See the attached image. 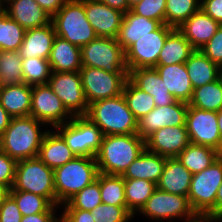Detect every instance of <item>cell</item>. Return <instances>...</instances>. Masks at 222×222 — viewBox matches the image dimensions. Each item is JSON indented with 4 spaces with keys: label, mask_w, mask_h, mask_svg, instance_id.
<instances>
[{
    "label": "cell",
    "mask_w": 222,
    "mask_h": 222,
    "mask_svg": "<svg viewBox=\"0 0 222 222\" xmlns=\"http://www.w3.org/2000/svg\"><path fill=\"white\" fill-rule=\"evenodd\" d=\"M51 22L57 36L80 48L98 37L87 20L84 0H68Z\"/></svg>",
    "instance_id": "5"
},
{
    "label": "cell",
    "mask_w": 222,
    "mask_h": 222,
    "mask_svg": "<svg viewBox=\"0 0 222 222\" xmlns=\"http://www.w3.org/2000/svg\"><path fill=\"white\" fill-rule=\"evenodd\" d=\"M82 66L128 73L125 51L115 38L97 37L81 48Z\"/></svg>",
    "instance_id": "8"
},
{
    "label": "cell",
    "mask_w": 222,
    "mask_h": 222,
    "mask_svg": "<svg viewBox=\"0 0 222 222\" xmlns=\"http://www.w3.org/2000/svg\"><path fill=\"white\" fill-rule=\"evenodd\" d=\"M68 0H35L51 17L56 14Z\"/></svg>",
    "instance_id": "51"
},
{
    "label": "cell",
    "mask_w": 222,
    "mask_h": 222,
    "mask_svg": "<svg viewBox=\"0 0 222 222\" xmlns=\"http://www.w3.org/2000/svg\"><path fill=\"white\" fill-rule=\"evenodd\" d=\"M122 94L137 121L156 107L153 97L138 88L129 78L124 85Z\"/></svg>",
    "instance_id": "35"
},
{
    "label": "cell",
    "mask_w": 222,
    "mask_h": 222,
    "mask_svg": "<svg viewBox=\"0 0 222 222\" xmlns=\"http://www.w3.org/2000/svg\"><path fill=\"white\" fill-rule=\"evenodd\" d=\"M174 28L161 24L156 30L137 39L126 51L125 61L130 70L139 68H155L157 66L158 56L163 48L168 34Z\"/></svg>",
    "instance_id": "11"
},
{
    "label": "cell",
    "mask_w": 222,
    "mask_h": 222,
    "mask_svg": "<svg viewBox=\"0 0 222 222\" xmlns=\"http://www.w3.org/2000/svg\"><path fill=\"white\" fill-rule=\"evenodd\" d=\"M128 78L141 90L153 97L156 107L167 106L177 100L164 85L155 68H139L130 70Z\"/></svg>",
    "instance_id": "19"
},
{
    "label": "cell",
    "mask_w": 222,
    "mask_h": 222,
    "mask_svg": "<svg viewBox=\"0 0 222 222\" xmlns=\"http://www.w3.org/2000/svg\"><path fill=\"white\" fill-rule=\"evenodd\" d=\"M79 73L88 104L119 96L128 79V73H110L87 66H82Z\"/></svg>",
    "instance_id": "10"
},
{
    "label": "cell",
    "mask_w": 222,
    "mask_h": 222,
    "mask_svg": "<svg viewBox=\"0 0 222 222\" xmlns=\"http://www.w3.org/2000/svg\"><path fill=\"white\" fill-rule=\"evenodd\" d=\"M185 222H217V215L211 212H194Z\"/></svg>",
    "instance_id": "52"
},
{
    "label": "cell",
    "mask_w": 222,
    "mask_h": 222,
    "mask_svg": "<svg viewBox=\"0 0 222 222\" xmlns=\"http://www.w3.org/2000/svg\"><path fill=\"white\" fill-rule=\"evenodd\" d=\"M45 123L32 116L11 118L0 136V150L16 161L38 157L42 140L48 130L40 132Z\"/></svg>",
    "instance_id": "1"
},
{
    "label": "cell",
    "mask_w": 222,
    "mask_h": 222,
    "mask_svg": "<svg viewBox=\"0 0 222 222\" xmlns=\"http://www.w3.org/2000/svg\"><path fill=\"white\" fill-rule=\"evenodd\" d=\"M217 124L222 137V109L217 112Z\"/></svg>",
    "instance_id": "57"
},
{
    "label": "cell",
    "mask_w": 222,
    "mask_h": 222,
    "mask_svg": "<svg viewBox=\"0 0 222 222\" xmlns=\"http://www.w3.org/2000/svg\"><path fill=\"white\" fill-rule=\"evenodd\" d=\"M222 184V161L215 160L209 167L192 176L188 199L195 212L215 214V199Z\"/></svg>",
    "instance_id": "9"
},
{
    "label": "cell",
    "mask_w": 222,
    "mask_h": 222,
    "mask_svg": "<svg viewBox=\"0 0 222 222\" xmlns=\"http://www.w3.org/2000/svg\"><path fill=\"white\" fill-rule=\"evenodd\" d=\"M30 116L53 128L73 118L48 84L32 86Z\"/></svg>",
    "instance_id": "12"
},
{
    "label": "cell",
    "mask_w": 222,
    "mask_h": 222,
    "mask_svg": "<svg viewBox=\"0 0 222 222\" xmlns=\"http://www.w3.org/2000/svg\"><path fill=\"white\" fill-rule=\"evenodd\" d=\"M189 143L186 125L160 128L145 139L148 151L166 158H176Z\"/></svg>",
    "instance_id": "17"
},
{
    "label": "cell",
    "mask_w": 222,
    "mask_h": 222,
    "mask_svg": "<svg viewBox=\"0 0 222 222\" xmlns=\"http://www.w3.org/2000/svg\"><path fill=\"white\" fill-rule=\"evenodd\" d=\"M4 12L25 30L51 23L52 17L35 0H9Z\"/></svg>",
    "instance_id": "20"
},
{
    "label": "cell",
    "mask_w": 222,
    "mask_h": 222,
    "mask_svg": "<svg viewBox=\"0 0 222 222\" xmlns=\"http://www.w3.org/2000/svg\"><path fill=\"white\" fill-rule=\"evenodd\" d=\"M21 64L18 51L0 50V86L23 83Z\"/></svg>",
    "instance_id": "38"
},
{
    "label": "cell",
    "mask_w": 222,
    "mask_h": 222,
    "mask_svg": "<svg viewBox=\"0 0 222 222\" xmlns=\"http://www.w3.org/2000/svg\"><path fill=\"white\" fill-rule=\"evenodd\" d=\"M193 174L177 158H167L157 189L188 196Z\"/></svg>",
    "instance_id": "24"
},
{
    "label": "cell",
    "mask_w": 222,
    "mask_h": 222,
    "mask_svg": "<svg viewBox=\"0 0 222 222\" xmlns=\"http://www.w3.org/2000/svg\"><path fill=\"white\" fill-rule=\"evenodd\" d=\"M188 103L176 101L167 106H159L137 122V134L146 139L154 131L167 126L185 125Z\"/></svg>",
    "instance_id": "16"
},
{
    "label": "cell",
    "mask_w": 222,
    "mask_h": 222,
    "mask_svg": "<svg viewBox=\"0 0 222 222\" xmlns=\"http://www.w3.org/2000/svg\"><path fill=\"white\" fill-rule=\"evenodd\" d=\"M59 207L61 206L52 205L46 212L22 216L21 222H54L57 219L55 214Z\"/></svg>",
    "instance_id": "50"
},
{
    "label": "cell",
    "mask_w": 222,
    "mask_h": 222,
    "mask_svg": "<svg viewBox=\"0 0 222 222\" xmlns=\"http://www.w3.org/2000/svg\"><path fill=\"white\" fill-rule=\"evenodd\" d=\"M4 4L0 0V14L4 12Z\"/></svg>",
    "instance_id": "60"
},
{
    "label": "cell",
    "mask_w": 222,
    "mask_h": 222,
    "mask_svg": "<svg viewBox=\"0 0 222 222\" xmlns=\"http://www.w3.org/2000/svg\"><path fill=\"white\" fill-rule=\"evenodd\" d=\"M201 7V0H166L165 24L178 29Z\"/></svg>",
    "instance_id": "36"
},
{
    "label": "cell",
    "mask_w": 222,
    "mask_h": 222,
    "mask_svg": "<svg viewBox=\"0 0 222 222\" xmlns=\"http://www.w3.org/2000/svg\"><path fill=\"white\" fill-rule=\"evenodd\" d=\"M9 195V189L0 184V206L2 205L4 199Z\"/></svg>",
    "instance_id": "56"
},
{
    "label": "cell",
    "mask_w": 222,
    "mask_h": 222,
    "mask_svg": "<svg viewBox=\"0 0 222 222\" xmlns=\"http://www.w3.org/2000/svg\"><path fill=\"white\" fill-rule=\"evenodd\" d=\"M17 161L0 150V184L12 188L15 178Z\"/></svg>",
    "instance_id": "46"
},
{
    "label": "cell",
    "mask_w": 222,
    "mask_h": 222,
    "mask_svg": "<svg viewBox=\"0 0 222 222\" xmlns=\"http://www.w3.org/2000/svg\"><path fill=\"white\" fill-rule=\"evenodd\" d=\"M185 65L193 89L212 83L219 78L220 67L206 57L201 50H195Z\"/></svg>",
    "instance_id": "30"
},
{
    "label": "cell",
    "mask_w": 222,
    "mask_h": 222,
    "mask_svg": "<svg viewBox=\"0 0 222 222\" xmlns=\"http://www.w3.org/2000/svg\"><path fill=\"white\" fill-rule=\"evenodd\" d=\"M48 85L73 116L87 114L89 104L79 72H52Z\"/></svg>",
    "instance_id": "13"
},
{
    "label": "cell",
    "mask_w": 222,
    "mask_h": 222,
    "mask_svg": "<svg viewBox=\"0 0 222 222\" xmlns=\"http://www.w3.org/2000/svg\"><path fill=\"white\" fill-rule=\"evenodd\" d=\"M166 160V157L145 148L121 176L124 179H144L157 184L163 173Z\"/></svg>",
    "instance_id": "27"
},
{
    "label": "cell",
    "mask_w": 222,
    "mask_h": 222,
    "mask_svg": "<svg viewBox=\"0 0 222 222\" xmlns=\"http://www.w3.org/2000/svg\"><path fill=\"white\" fill-rule=\"evenodd\" d=\"M56 206H62L77 192L92 184L99 174L95 157L76 156L53 170Z\"/></svg>",
    "instance_id": "4"
},
{
    "label": "cell",
    "mask_w": 222,
    "mask_h": 222,
    "mask_svg": "<svg viewBox=\"0 0 222 222\" xmlns=\"http://www.w3.org/2000/svg\"><path fill=\"white\" fill-rule=\"evenodd\" d=\"M219 26L217 21L199 9L178 30L195 50H200L216 33Z\"/></svg>",
    "instance_id": "23"
},
{
    "label": "cell",
    "mask_w": 222,
    "mask_h": 222,
    "mask_svg": "<svg viewBox=\"0 0 222 222\" xmlns=\"http://www.w3.org/2000/svg\"><path fill=\"white\" fill-rule=\"evenodd\" d=\"M61 216L65 222H95L91 211L81 209H64Z\"/></svg>",
    "instance_id": "49"
},
{
    "label": "cell",
    "mask_w": 222,
    "mask_h": 222,
    "mask_svg": "<svg viewBox=\"0 0 222 222\" xmlns=\"http://www.w3.org/2000/svg\"><path fill=\"white\" fill-rule=\"evenodd\" d=\"M10 190L34 193L56 205L53 169L38 157L17 161L14 183Z\"/></svg>",
    "instance_id": "6"
},
{
    "label": "cell",
    "mask_w": 222,
    "mask_h": 222,
    "mask_svg": "<svg viewBox=\"0 0 222 222\" xmlns=\"http://www.w3.org/2000/svg\"><path fill=\"white\" fill-rule=\"evenodd\" d=\"M25 29L5 12L0 14V50L18 51L22 45Z\"/></svg>",
    "instance_id": "40"
},
{
    "label": "cell",
    "mask_w": 222,
    "mask_h": 222,
    "mask_svg": "<svg viewBox=\"0 0 222 222\" xmlns=\"http://www.w3.org/2000/svg\"><path fill=\"white\" fill-rule=\"evenodd\" d=\"M130 10L139 16L165 24L166 0H143Z\"/></svg>",
    "instance_id": "44"
},
{
    "label": "cell",
    "mask_w": 222,
    "mask_h": 222,
    "mask_svg": "<svg viewBox=\"0 0 222 222\" xmlns=\"http://www.w3.org/2000/svg\"><path fill=\"white\" fill-rule=\"evenodd\" d=\"M127 209L135 216L145 205L157 185L144 179H124Z\"/></svg>",
    "instance_id": "33"
},
{
    "label": "cell",
    "mask_w": 222,
    "mask_h": 222,
    "mask_svg": "<svg viewBox=\"0 0 222 222\" xmlns=\"http://www.w3.org/2000/svg\"><path fill=\"white\" fill-rule=\"evenodd\" d=\"M84 8L98 37L117 38L124 13L96 0H84Z\"/></svg>",
    "instance_id": "18"
},
{
    "label": "cell",
    "mask_w": 222,
    "mask_h": 222,
    "mask_svg": "<svg viewBox=\"0 0 222 222\" xmlns=\"http://www.w3.org/2000/svg\"><path fill=\"white\" fill-rule=\"evenodd\" d=\"M96 1L106 4L113 9L119 10L124 14L130 10L128 7V0H96Z\"/></svg>",
    "instance_id": "53"
},
{
    "label": "cell",
    "mask_w": 222,
    "mask_h": 222,
    "mask_svg": "<svg viewBox=\"0 0 222 222\" xmlns=\"http://www.w3.org/2000/svg\"><path fill=\"white\" fill-rule=\"evenodd\" d=\"M102 203L100 191V172L97 179L90 185L84 187L81 191L77 192L65 204L64 209H81L93 210L96 206Z\"/></svg>",
    "instance_id": "41"
},
{
    "label": "cell",
    "mask_w": 222,
    "mask_h": 222,
    "mask_svg": "<svg viewBox=\"0 0 222 222\" xmlns=\"http://www.w3.org/2000/svg\"><path fill=\"white\" fill-rule=\"evenodd\" d=\"M54 129L76 156L96 157L100 150L102 131L85 115L73 116Z\"/></svg>",
    "instance_id": "7"
},
{
    "label": "cell",
    "mask_w": 222,
    "mask_h": 222,
    "mask_svg": "<svg viewBox=\"0 0 222 222\" xmlns=\"http://www.w3.org/2000/svg\"><path fill=\"white\" fill-rule=\"evenodd\" d=\"M103 135L137 134V120L128 108L123 94L89 104L85 115Z\"/></svg>",
    "instance_id": "3"
},
{
    "label": "cell",
    "mask_w": 222,
    "mask_h": 222,
    "mask_svg": "<svg viewBox=\"0 0 222 222\" xmlns=\"http://www.w3.org/2000/svg\"><path fill=\"white\" fill-rule=\"evenodd\" d=\"M215 151H216L217 160L222 161V137H221V140H220V142H219V145H218V147L215 149Z\"/></svg>",
    "instance_id": "58"
},
{
    "label": "cell",
    "mask_w": 222,
    "mask_h": 222,
    "mask_svg": "<svg viewBox=\"0 0 222 222\" xmlns=\"http://www.w3.org/2000/svg\"><path fill=\"white\" fill-rule=\"evenodd\" d=\"M22 79L28 85L48 84L52 69L48 59L27 58L22 59Z\"/></svg>",
    "instance_id": "39"
},
{
    "label": "cell",
    "mask_w": 222,
    "mask_h": 222,
    "mask_svg": "<svg viewBox=\"0 0 222 222\" xmlns=\"http://www.w3.org/2000/svg\"><path fill=\"white\" fill-rule=\"evenodd\" d=\"M150 220L186 219L195 211L192 209L188 196L167 193L156 189L139 211ZM183 218V219H182Z\"/></svg>",
    "instance_id": "14"
},
{
    "label": "cell",
    "mask_w": 222,
    "mask_h": 222,
    "mask_svg": "<svg viewBox=\"0 0 222 222\" xmlns=\"http://www.w3.org/2000/svg\"><path fill=\"white\" fill-rule=\"evenodd\" d=\"M200 50L212 62L222 67V25Z\"/></svg>",
    "instance_id": "45"
},
{
    "label": "cell",
    "mask_w": 222,
    "mask_h": 222,
    "mask_svg": "<svg viewBox=\"0 0 222 222\" xmlns=\"http://www.w3.org/2000/svg\"><path fill=\"white\" fill-rule=\"evenodd\" d=\"M193 175L209 167L216 159L215 149L189 143L176 157Z\"/></svg>",
    "instance_id": "32"
},
{
    "label": "cell",
    "mask_w": 222,
    "mask_h": 222,
    "mask_svg": "<svg viewBox=\"0 0 222 222\" xmlns=\"http://www.w3.org/2000/svg\"><path fill=\"white\" fill-rule=\"evenodd\" d=\"M9 0H1V2L5 5Z\"/></svg>",
    "instance_id": "64"
},
{
    "label": "cell",
    "mask_w": 222,
    "mask_h": 222,
    "mask_svg": "<svg viewBox=\"0 0 222 222\" xmlns=\"http://www.w3.org/2000/svg\"><path fill=\"white\" fill-rule=\"evenodd\" d=\"M95 222H129L134 215L127 209V206H113L100 203L91 210Z\"/></svg>",
    "instance_id": "43"
},
{
    "label": "cell",
    "mask_w": 222,
    "mask_h": 222,
    "mask_svg": "<svg viewBox=\"0 0 222 222\" xmlns=\"http://www.w3.org/2000/svg\"><path fill=\"white\" fill-rule=\"evenodd\" d=\"M185 125L190 143L213 149L218 147L221 134L217 124V112L188 106Z\"/></svg>",
    "instance_id": "15"
},
{
    "label": "cell",
    "mask_w": 222,
    "mask_h": 222,
    "mask_svg": "<svg viewBox=\"0 0 222 222\" xmlns=\"http://www.w3.org/2000/svg\"><path fill=\"white\" fill-rule=\"evenodd\" d=\"M160 25L161 23L157 20L139 16L129 10L123 16L116 40L126 51L137 39L149 35Z\"/></svg>",
    "instance_id": "28"
},
{
    "label": "cell",
    "mask_w": 222,
    "mask_h": 222,
    "mask_svg": "<svg viewBox=\"0 0 222 222\" xmlns=\"http://www.w3.org/2000/svg\"><path fill=\"white\" fill-rule=\"evenodd\" d=\"M56 36L52 22L42 27L27 29L18 53L22 59H49L52 44Z\"/></svg>",
    "instance_id": "21"
},
{
    "label": "cell",
    "mask_w": 222,
    "mask_h": 222,
    "mask_svg": "<svg viewBox=\"0 0 222 222\" xmlns=\"http://www.w3.org/2000/svg\"><path fill=\"white\" fill-rule=\"evenodd\" d=\"M22 214L15 200L8 195L0 206V222H21Z\"/></svg>",
    "instance_id": "47"
},
{
    "label": "cell",
    "mask_w": 222,
    "mask_h": 222,
    "mask_svg": "<svg viewBox=\"0 0 222 222\" xmlns=\"http://www.w3.org/2000/svg\"><path fill=\"white\" fill-rule=\"evenodd\" d=\"M219 79H220V81H221V83H222V67H220Z\"/></svg>",
    "instance_id": "62"
},
{
    "label": "cell",
    "mask_w": 222,
    "mask_h": 222,
    "mask_svg": "<svg viewBox=\"0 0 222 222\" xmlns=\"http://www.w3.org/2000/svg\"><path fill=\"white\" fill-rule=\"evenodd\" d=\"M101 200L104 204L127 206L124 178L121 175L100 173Z\"/></svg>",
    "instance_id": "37"
},
{
    "label": "cell",
    "mask_w": 222,
    "mask_h": 222,
    "mask_svg": "<svg viewBox=\"0 0 222 222\" xmlns=\"http://www.w3.org/2000/svg\"><path fill=\"white\" fill-rule=\"evenodd\" d=\"M145 148V139L138 134L103 135L100 150L95 157L98 171L122 175Z\"/></svg>",
    "instance_id": "2"
},
{
    "label": "cell",
    "mask_w": 222,
    "mask_h": 222,
    "mask_svg": "<svg viewBox=\"0 0 222 222\" xmlns=\"http://www.w3.org/2000/svg\"><path fill=\"white\" fill-rule=\"evenodd\" d=\"M194 51L191 43L174 28L159 53L157 65L185 63Z\"/></svg>",
    "instance_id": "31"
},
{
    "label": "cell",
    "mask_w": 222,
    "mask_h": 222,
    "mask_svg": "<svg viewBox=\"0 0 222 222\" xmlns=\"http://www.w3.org/2000/svg\"><path fill=\"white\" fill-rule=\"evenodd\" d=\"M31 99V85L19 83L0 86V104L12 118L30 116Z\"/></svg>",
    "instance_id": "25"
},
{
    "label": "cell",
    "mask_w": 222,
    "mask_h": 222,
    "mask_svg": "<svg viewBox=\"0 0 222 222\" xmlns=\"http://www.w3.org/2000/svg\"><path fill=\"white\" fill-rule=\"evenodd\" d=\"M200 9L222 25V0H201Z\"/></svg>",
    "instance_id": "48"
},
{
    "label": "cell",
    "mask_w": 222,
    "mask_h": 222,
    "mask_svg": "<svg viewBox=\"0 0 222 222\" xmlns=\"http://www.w3.org/2000/svg\"><path fill=\"white\" fill-rule=\"evenodd\" d=\"M11 116L0 104V136L5 132L11 121Z\"/></svg>",
    "instance_id": "54"
},
{
    "label": "cell",
    "mask_w": 222,
    "mask_h": 222,
    "mask_svg": "<svg viewBox=\"0 0 222 222\" xmlns=\"http://www.w3.org/2000/svg\"><path fill=\"white\" fill-rule=\"evenodd\" d=\"M9 195L15 200L22 216L46 212L53 205L47 198L26 191L9 190Z\"/></svg>",
    "instance_id": "42"
},
{
    "label": "cell",
    "mask_w": 222,
    "mask_h": 222,
    "mask_svg": "<svg viewBox=\"0 0 222 222\" xmlns=\"http://www.w3.org/2000/svg\"><path fill=\"white\" fill-rule=\"evenodd\" d=\"M75 157L76 154L66 145L64 139L56 131H47L38 154V158L42 162L54 170Z\"/></svg>",
    "instance_id": "29"
},
{
    "label": "cell",
    "mask_w": 222,
    "mask_h": 222,
    "mask_svg": "<svg viewBox=\"0 0 222 222\" xmlns=\"http://www.w3.org/2000/svg\"><path fill=\"white\" fill-rule=\"evenodd\" d=\"M141 1H143V0H128V7H129V9H131L132 7H134L135 5L140 3Z\"/></svg>",
    "instance_id": "59"
},
{
    "label": "cell",
    "mask_w": 222,
    "mask_h": 222,
    "mask_svg": "<svg viewBox=\"0 0 222 222\" xmlns=\"http://www.w3.org/2000/svg\"><path fill=\"white\" fill-rule=\"evenodd\" d=\"M54 222H65V220L62 216H58V218Z\"/></svg>",
    "instance_id": "61"
},
{
    "label": "cell",
    "mask_w": 222,
    "mask_h": 222,
    "mask_svg": "<svg viewBox=\"0 0 222 222\" xmlns=\"http://www.w3.org/2000/svg\"><path fill=\"white\" fill-rule=\"evenodd\" d=\"M155 69L162 78L169 93L177 101L190 102L193 95V87L185 63L157 65Z\"/></svg>",
    "instance_id": "22"
},
{
    "label": "cell",
    "mask_w": 222,
    "mask_h": 222,
    "mask_svg": "<svg viewBox=\"0 0 222 222\" xmlns=\"http://www.w3.org/2000/svg\"><path fill=\"white\" fill-rule=\"evenodd\" d=\"M215 214L222 215V184L218 188L217 196L215 199Z\"/></svg>",
    "instance_id": "55"
},
{
    "label": "cell",
    "mask_w": 222,
    "mask_h": 222,
    "mask_svg": "<svg viewBox=\"0 0 222 222\" xmlns=\"http://www.w3.org/2000/svg\"><path fill=\"white\" fill-rule=\"evenodd\" d=\"M188 106L215 112L222 109V83L220 79L193 89V95Z\"/></svg>",
    "instance_id": "34"
},
{
    "label": "cell",
    "mask_w": 222,
    "mask_h": 222,
    "mask_svg": "<svg viewBox=\"0 0 222 222\" xmlns=\"http://www.w3.org/2000/svg\"><path fill=\"white\" fill-rule=\"evenodd\" d=\"M48 60L52 72H79L82 68L81 48L56 35Z\"/></svg>",
    "instance_id": "26"
},
{
    "label": "cell",
    "mask_w": 222,
    "mask_h": 222,
    "mask_svg": "<svg viewBox=\"0 0 222 222\" xmlns=\"http://www.w3.org/2000/svg\"><path fill=\"white\" fill-rule=\"evenodd\" d=\"M217 221H222V215H217Z\"/></svg>",
    "instance_id": "63"
}]
</instances>
